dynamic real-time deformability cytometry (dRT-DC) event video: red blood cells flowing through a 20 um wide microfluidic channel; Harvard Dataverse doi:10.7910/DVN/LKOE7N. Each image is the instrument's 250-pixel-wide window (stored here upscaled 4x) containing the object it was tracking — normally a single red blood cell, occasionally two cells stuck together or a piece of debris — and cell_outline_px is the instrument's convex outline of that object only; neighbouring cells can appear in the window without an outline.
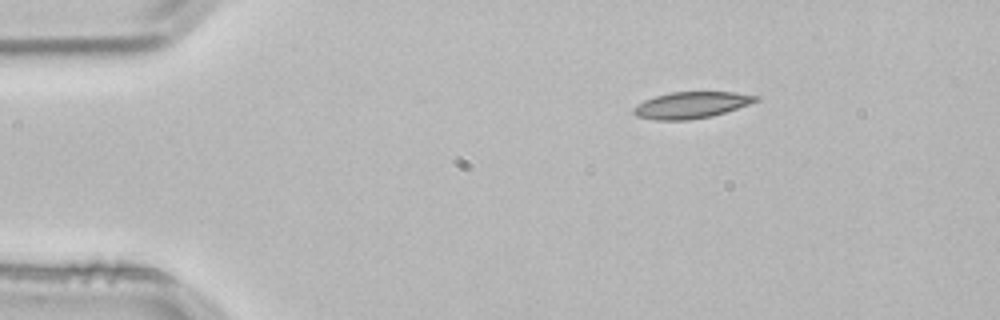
{"species": "common noctule bat (a hibernating species)", "species_latin": "Nyctalus noctula", "temperature_condition": "room temperature", "stored_images_in_passage": 2, "camera_frame_rate_fps": 3000, "um_per_image_px": 0.085, "animal": {"sex": "male", "body_mass_g": 21.5, "forearm_length_mm": 52.0}, "frame": {"image": 1, "passage_image": 1, "time_ms": 0.0, "image_size_px": [1000, 320], "cell_outline_px": [[760, 100], [712, 116], [688, 120], [656, 120], [636, 116], [632, 112], [632, 108], [636, 104], [644, 100], [656, 96], [672, 92], [736, 92], [760, 96]], "centroid_in_image_um": [58.73, 8.93], "position_along_channel_um": 26.3, "area_um2": 18.84}}